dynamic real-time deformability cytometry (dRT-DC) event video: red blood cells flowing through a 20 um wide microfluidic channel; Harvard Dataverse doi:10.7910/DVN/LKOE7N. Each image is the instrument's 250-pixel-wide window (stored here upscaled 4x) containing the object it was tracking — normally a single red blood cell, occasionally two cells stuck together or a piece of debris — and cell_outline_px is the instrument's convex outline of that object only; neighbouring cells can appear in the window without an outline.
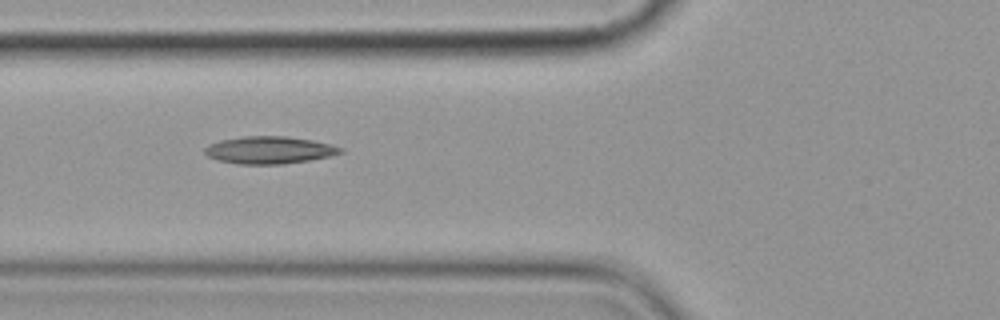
{"species": "common noctule bat (a hibernating species)", "species_latin": "Nyctalus noctula", "temperature_condition": "cold", "stored_images_in_passage": 4, "camera_frame_rate_fps": 3000, "um_per_image_px": 0.085, "animal": {"sex": "female", "body_mass_g": 19.9}, "frame": {"image": 1, "passage_image": 3, "time_ms": 3.333, "image_size_px": [1000, 320], "cell_outline_px": [[344, 152], [332, 156], [284, 164], [240, 164], [220, 160], [208, 156], [204, 152], [204, 148], [208, 144], [220, 140], [244, 136], [288, 136], [312, 140], [344, 148]], "centroid_in_image_um": [22.91, 12.75], "position_along_channel_um": 102.9, "area_um2": 21.62}}
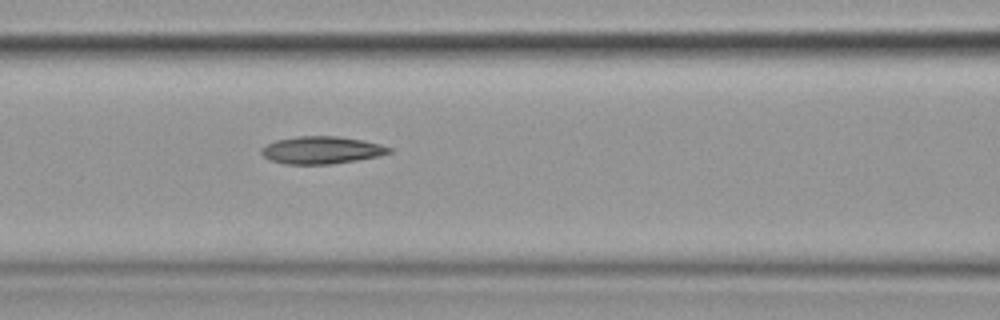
{"frame": {"image": 2, "passage_image": 4, "time_ms": 4.333, "image_size_px": [1000, 320], "cell_outline_px": [[392, 152], [380, 156], [332, 164], [284, 164], [268, 160], [260, 152], [260, 148], [276, 140], [296, 136], [336, 136], [364, 140], [380, 144], [392, 148]], "centroid_in_image_um": [27.33, 12.76], "position_along_channel_um": 139.3, "area_um2": 20.58}}